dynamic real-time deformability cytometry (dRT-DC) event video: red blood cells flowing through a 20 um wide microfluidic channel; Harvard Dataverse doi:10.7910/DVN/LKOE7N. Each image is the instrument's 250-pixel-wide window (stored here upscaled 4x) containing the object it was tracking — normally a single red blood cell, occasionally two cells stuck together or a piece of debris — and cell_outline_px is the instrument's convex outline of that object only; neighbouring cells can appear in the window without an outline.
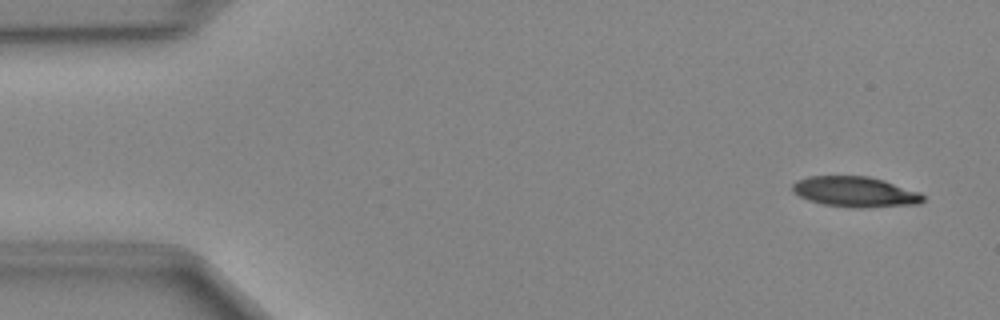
{"species": "Egyptian fruit bat (a non-hibernating species)", "species_latin": "Rousettus aegyptiacus", "temperature_condition": "cold", "stored_images_in_passage": 48, "camera_frame_rate_fps": 3000, "um_per_image_px": 0.085, "animal": {"sex": "female"}, "frame": {"image": 1, "passage_image": 3, "time_ms": 0.667, "image_size_px": [1000, 320], "cell_outline_px": [[924, 200], [920, 204], [864, 208], [856, 208], [824, 204], [808, 200], [800, 196], [792, 188], [792, 184], [796, 180], [808, 176], [868, 176], [884, 180], [920, 192], [924, 196]], "centroid_in_image_um": [72.72, 16.3], "position_along_channel_um": 12.3, "area_um2": 23.18}}
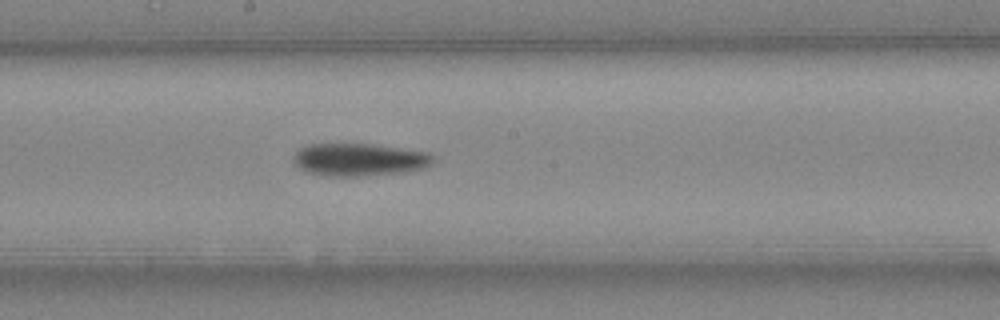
{"frame": {"image": 2, "passage_image": 26, "time_ms": 8.333, "image_size_px": [1000, 320], "cell_outline_px": [[436, 160], [432, 164], [424, 168], [408, 172], [356, 176], [328, 176], [308, 172], [300, 168], [292, 160], [292, 156], [300, 148], [308, 144], [376, 144], [428, 152]], "centroid_in_image_um": [30.56, 13.56], "position_along_channel_um": 217.6, "area_um2": 26.76}}
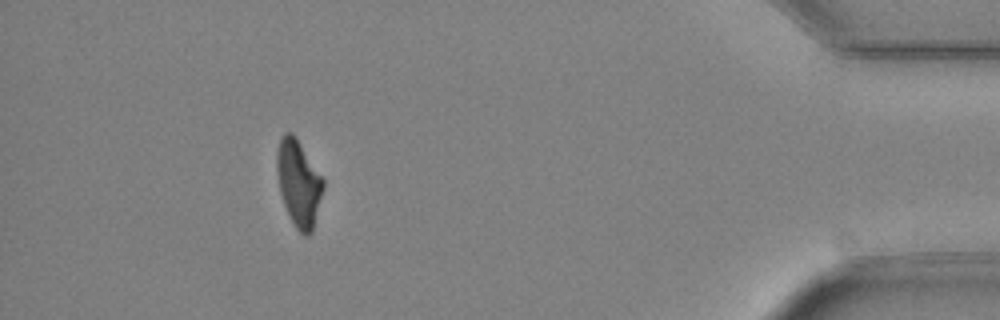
{"frame": {"image": 3, "passage_image": 44, "time_ms": 14.333, "image_size_px": [1000, 320], "cell_outline_px": [[324, 188], [312, 232], [308, 236], [304, 236], [296, 228], [284, 204], [280, 192], [276, 172], [276, 152], [280, 136], [284, 132], [292, 132], [296, 136], [324, 180]], "centroid_in_image_um": [25.37, 15.53], "position_along_channel_um": 409.8, "area_um2": 23.41}}